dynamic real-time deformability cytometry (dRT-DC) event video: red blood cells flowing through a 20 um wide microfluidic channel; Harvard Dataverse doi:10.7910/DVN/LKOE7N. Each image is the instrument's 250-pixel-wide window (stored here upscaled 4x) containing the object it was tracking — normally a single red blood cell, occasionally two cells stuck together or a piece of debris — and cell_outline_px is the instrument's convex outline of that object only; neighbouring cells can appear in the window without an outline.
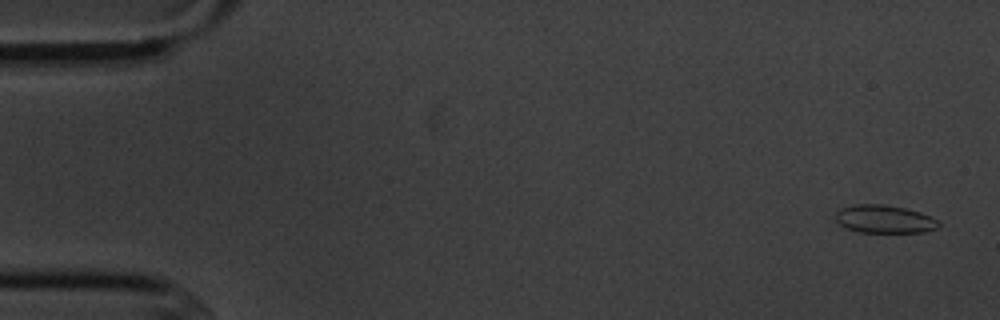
{"species": "common noctule bat (a hibernating species)", "species_latin": "Nyctalus noctula", "temperature_condition": "cold", "stored_images_in_passage": 5, "camera_frame_rate_fps": 3000, "um_per_image_px": 0.085, "animal": {"sex": "male", "body_mass_g": 20.1, "forearm_length_mm": 53.5}, "frame": {"image": 1, "passage_image": 1, "time_ms": 0.0, "image_size_px": [1000, 320], "cell_outline_px": [[940, 228], [924, 232], [860, 232], [848, 228], [840, 224], [836, 220], [836, 212], [840, 208], [856, 204], [884, 204], [904, 208], [920, 212], [936, 220], [940, 224]], "centroid_in_image_um": [75.18, 18.62], "position_along_channel_um": 9.8, "area_um2": 16.7}}